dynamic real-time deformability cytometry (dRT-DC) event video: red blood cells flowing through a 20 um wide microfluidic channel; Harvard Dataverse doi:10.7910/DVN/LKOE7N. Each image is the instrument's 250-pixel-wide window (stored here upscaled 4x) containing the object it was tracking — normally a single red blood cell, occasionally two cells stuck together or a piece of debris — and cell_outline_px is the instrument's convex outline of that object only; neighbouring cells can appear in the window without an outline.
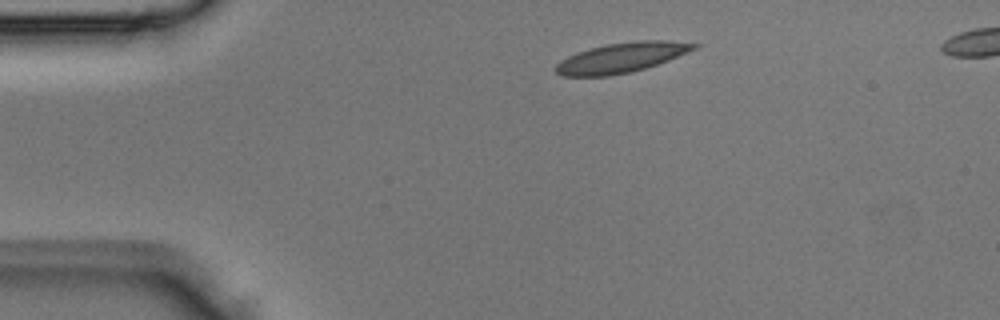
{"species": "Egyptian fruit bat (a non-hibernating species)", "species_latin": "Rousettus aegyptiacus", "temperature_condition": "room temperature", "stored_images_in_passage": 3, "segment_of_instrument_passage": [2, 2], "camera_frame_rate_fps": 3000, "um_per_image_px": 0.085, "animal": {"sex": "male"}, "frame": {"image": 1, "passage_image": 3, "time_ms": 0.667, "image_size_px": [1000, 320], "cell_outline_px": [[700, 44], [696, 48], [668, 60], [644, 68], [628, 72], [608, 76], [560, 76], [556, 72], [556, 64], [560, 60], [576, 52], [588, 48], [608, 44], [636, 40], [664, 40]], "centroid_in_image_um": [52.77, 4.89], "position_along_channel_um": 32.2, "area_um2": 23.87}}